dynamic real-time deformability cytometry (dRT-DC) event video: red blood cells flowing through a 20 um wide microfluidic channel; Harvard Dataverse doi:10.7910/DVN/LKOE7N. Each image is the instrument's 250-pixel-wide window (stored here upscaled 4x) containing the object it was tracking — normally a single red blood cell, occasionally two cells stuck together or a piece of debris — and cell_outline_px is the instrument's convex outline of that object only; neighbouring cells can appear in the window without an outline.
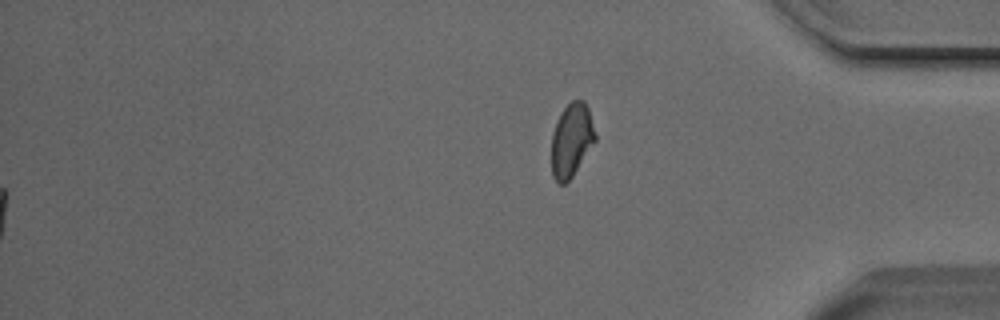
{"species": "Egyptian fruit bat (a non-hibernating species)", "species_latin": "Rousettus aegyptiacus", "temperature_condition": "cold", "stored_images_in_passage": 55, "segment_of_instrument_passage": [2, 2], "camera_frame_rate_fps": 3000, "um_per_image_px": 0.085, "animal": {"sex": "male"}, "frame": {"image": 1, "passage_image": 55, "time_ms": 18.0, "image_size_px": [1000, 320], "cell_outline_px": [[596, 140], [572, 176], [564, 184], [560, 184], [552, 176], [552, 132], [556, 120], [560, 112], [572, 100], [584, 100], [588, 108], [596, 136]], "centroid_in_image_um": [48.56, 11.89], "position_along_channel_um": 386.6, "area_um2": 18.61}}